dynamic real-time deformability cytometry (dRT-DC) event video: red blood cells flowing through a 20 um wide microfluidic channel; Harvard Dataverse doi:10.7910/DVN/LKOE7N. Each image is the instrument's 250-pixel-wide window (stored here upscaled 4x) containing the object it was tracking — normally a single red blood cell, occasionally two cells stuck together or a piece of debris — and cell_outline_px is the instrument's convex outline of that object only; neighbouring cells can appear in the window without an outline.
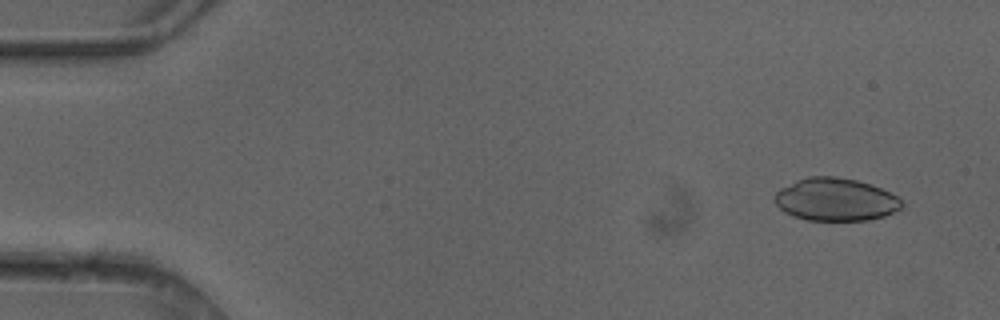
{"species": "common noctule bat (a hibernating species)", "species_latin": "Nyctalus noctula", "temperature_condition": "cold", "stored_images_in_passage": 4, "camera_frame_rate_fps": 3000, "um_per_image_px": 0.085, "animal": {"sex": "female"}, "frame": {"image": 1, "passage_image": 1, "time_ms": 0.0, "image_size_px": [1000, 320], "cell_outline_px": [[904, 204], [900, 208], [884, 216], [868, 220], [808, 220], [792, 216], [784, 212], [772, 200], [776, 192], [780, 188], [796, 180], [808, 176], [836, 176], [856, 180], [880, 188], [896, 196]], "centroid_in_image_um": [70.97, 16.95], "position_along_channel_um": 14.0, "area_um2": 31.62}}
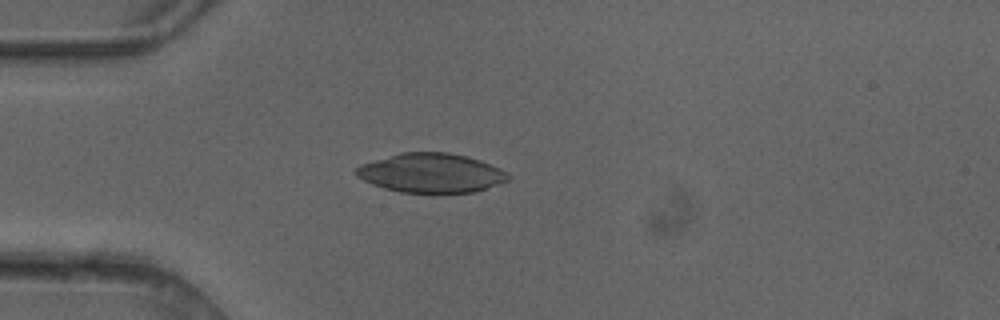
{"frame": {"image": 2, "passage_image": 4, "time_ms": 1.0, "image_size_px": [1000, 320], "cell_outline_px": [[512, 176], [508, 180], [472, 192], [436, 196], [400, 192], [384, 188], [372, 184], [356, 176], [356, 168], [360, 164], [400, 152], [448, 152], [480, 160], [500, 168], [508, 172]], "centroid_in_image_um": [36.64, 14.74], "position_along_channel_um": 48.4, "area_um2": 35.55}}